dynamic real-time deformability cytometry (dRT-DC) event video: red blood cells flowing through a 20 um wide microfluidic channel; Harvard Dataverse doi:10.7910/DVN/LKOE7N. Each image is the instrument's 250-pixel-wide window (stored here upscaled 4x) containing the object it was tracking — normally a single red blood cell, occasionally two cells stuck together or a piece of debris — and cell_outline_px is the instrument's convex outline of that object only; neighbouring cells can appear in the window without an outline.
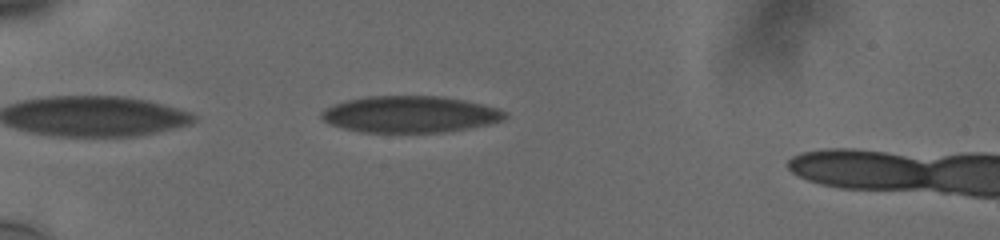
{"species": "human", "species_latin": "Homo sapiens", "temperature_condition": "cold", "stored_images_in_passage": 5, "camera_frame_rate_fps": 3000, "um_per_image_px": 0.085, "donor": {"sex": "male"}, "frame": {"image": 1, "passage_image": 2, "time_ms": 1.0, "image_size_px": [1000, 240], "cell_outline_px": [[508, 116], [500, 120], [488, 124], [440, 132], [360, 132], [328, 124], [320, 116], [320, 112], [324, 108], [332, 104], [344, 100], [364, 96], [440, 96], [464, 100], [500, 108]], "centroid_in_image_um": [34.77, 9.7], "position_along_channel_um": 50.2, "area_um2": 39.07}}